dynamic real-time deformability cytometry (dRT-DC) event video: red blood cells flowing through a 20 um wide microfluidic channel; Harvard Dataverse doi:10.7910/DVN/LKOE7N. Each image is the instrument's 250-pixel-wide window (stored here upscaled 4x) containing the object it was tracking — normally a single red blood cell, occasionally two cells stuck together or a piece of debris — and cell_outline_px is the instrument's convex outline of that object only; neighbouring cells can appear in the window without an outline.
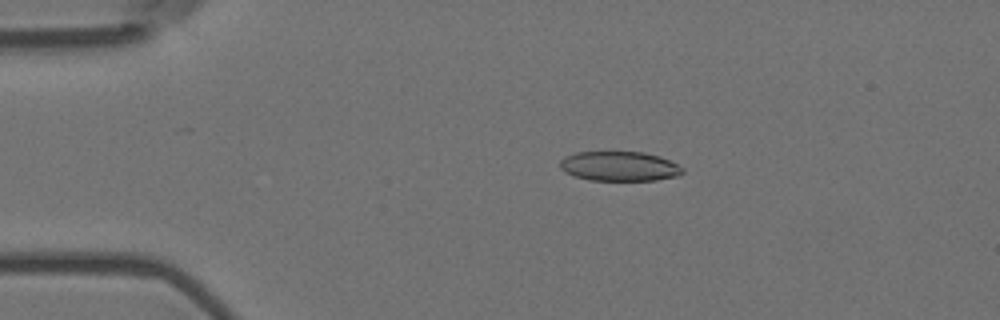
{"species": "Egyptian fruit bat (a non-hibernating species)", "species_latin": "Rousettus aegyptiacus", "temperature_condition": "room temperature", "stored_images_in_passage": 5, "camera_frame_rate_fps": 3000, "um_per_image_px": 0.085, "animal": {"sex": "female"}, "frame": {"image": 1, "passage_image": 3, "time_ms": 0.667, "image_size_px": [1000, 320], "cell_outline_px": [[684, 172], [676, 176], [656, 180], [588, 180], [564, 172], [560, 168], [560, 160], [564, 156], [576, 152], [644, 152], [660, 156], [684, 168]], "centroid_in_image_um": [52.63, 14.12], "position_along_channel_um": 32.4, "area_um2": 21.15}}
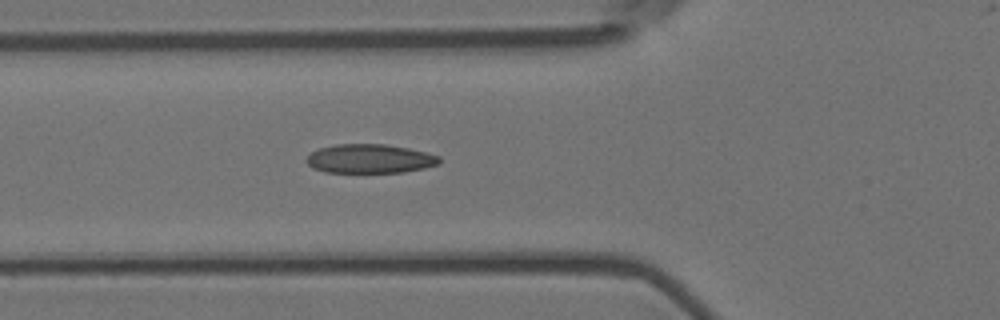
{"frame": {"image": 2, "passage_image": 5, "time_ms": 1.333, "image_size_px": [1000, 320], "cell_outline_px": [[440, 164], [424, 168], [404, 172], [324, 172], [312, 168], [304, 160], [312, 152], [320, 148], [336, 144], [384, 144], [408, 148], [440, 156]], "centroid_in_image_um": [31.42, 13.49], "position_along_channel_um": 94.4, "area_um2": 22.43}}